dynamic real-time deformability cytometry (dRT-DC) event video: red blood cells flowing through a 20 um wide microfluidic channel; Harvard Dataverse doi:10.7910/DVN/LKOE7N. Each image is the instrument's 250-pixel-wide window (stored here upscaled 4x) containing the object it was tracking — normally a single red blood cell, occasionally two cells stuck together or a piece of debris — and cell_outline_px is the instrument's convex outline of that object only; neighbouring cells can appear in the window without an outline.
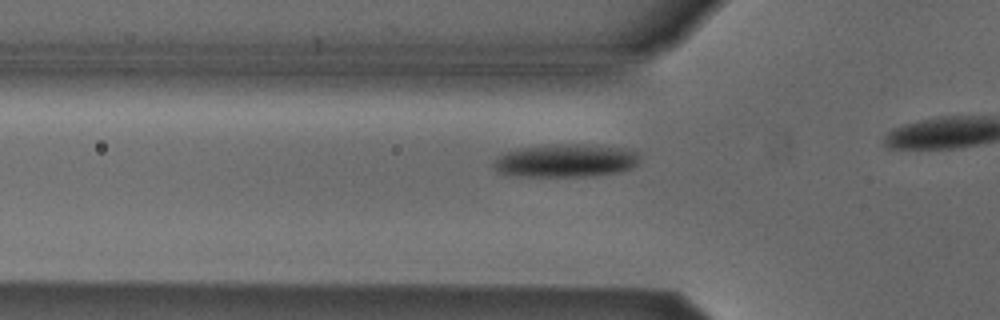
{"species": "Egyptian fruit bat (a non-hibernating species)", "species_latin": "Rousettus aegyptiacus", "temperature_condition": "cold", "stored_images_in_passage": 19, "camera_frame_rate_fps": 3000, "um_per_image_px": 0.085, "animal": {"sex": "male"}, "frame": {"image": 1, "passage_image": 14, "time_ms": 4.333, "image_size_px": [1000, 320], "cell_outline_px": [[640, 160], [632, 168], [620, 172], [596, 176], [504, 176], [492, 164], [500, 156], [508, 152], [520, 148], [556, 144], [584, 144], [624, 148], [636, 152], [640, 156]], "centroid_in_image_um": [48.13, 13.66], "position_along_channel_um": 77.7, "area_um2": 28.21}}
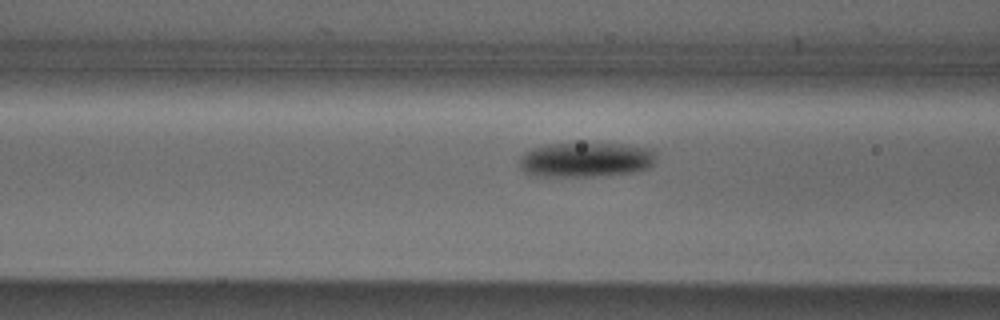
{"frame": {"image": 2, "passage_image": 17, "time_ms": 5.333, "image_size_px": [1000, 320], "cell_outline_px": [[656, 156], [652, 164], [648, 168], [632, 172], [588, 176], [548, 176], [524, 172], [520, 168], [520, 156], [524, 152], [532, 148], [548, 144], [584, 140], [656, 148]], "centroid_in_image_um": [49.82, 13.51], "position_along_channel_um": 116.8, "area_um2": 28.5}}